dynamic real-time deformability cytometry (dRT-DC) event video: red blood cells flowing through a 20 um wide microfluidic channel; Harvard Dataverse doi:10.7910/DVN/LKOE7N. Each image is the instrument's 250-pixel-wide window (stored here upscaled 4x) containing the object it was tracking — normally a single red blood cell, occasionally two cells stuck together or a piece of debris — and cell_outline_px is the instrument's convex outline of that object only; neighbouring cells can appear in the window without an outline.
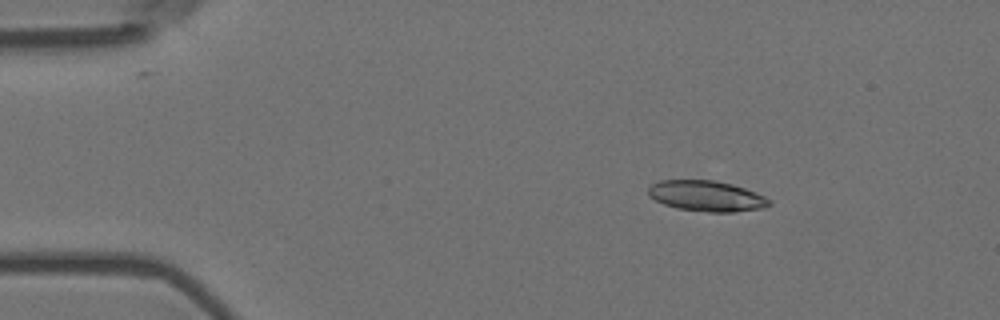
{"species": "Egyptian fruit bat (a non-hibernating species)", "species_latin": "Rousettus aegyptiacus", "temperature_condition": "room temperature", "stored_images_in_passage": 4, "camera_frame_rate_fps": 3000, "um_per_image_px": 0.085, "animal": {"sex": "female"}, "frame": {"image": 1, "passage_image": 2, "time_ms": 0.333, "image_size_px": [1000, 320], "cell_outline_px": [[772, 204], [764, 208], [732, 212], [708, 212], [676, 208], [664, 204], [648, 196], [648, 188], [652, 184], [660, 180], [716, 180], [732, 184], [756, 192], [772, 200]], "centroid_in_image_um": [60.08, 16.66], "position_along_channel_um": 24.9, "area_um2": 21.73}}